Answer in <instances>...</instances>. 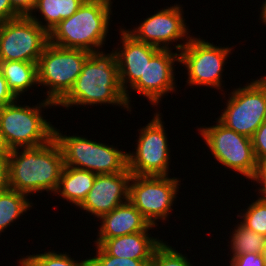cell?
Listing matches in <instances>:
<instances>
[{
  "mask_svg": "<svg viewBox=\"0 0 266 266\" xmlns=\"http://www.w3.org/2000/svg\"><path fill=\"white\" fill-rule=\"evenodd\" d=\"M162 242L154 251L151 266H192L187 256Z\"/></svg>",
  "mask_w": 266,
  "mask_h": 266,
  "instance_id": "26",
  "label": "cell"
},
{
  "mask_svg": "<svg viewBox=\"0 0 266 266\" xmlns=\"http://www.w3.org/2000/svg\"><path fill=\"white\" fill-rule=\"evenodd\" d=\"M260 10V20L263 21V23L266 25V0L262 3Z\"/></svg>",
  "mask_w": 266,
  "mask_h": 266,
  "instance_id": "36",
  "label": "cell"
},
{
  "mask_svg": "<svg viewBox=\"0 0 266 266\" xmlns=\"http://www.w3.org/2000/svg\"><path fill=\"white\" fill-rule=\"evenodd\" d=\"M96 175L88 170L64 166L54 194L61 195L63 199L78 207L90 192Z\"/></svg>",
  "mask_w": 266,
  "mask_h": 266,
  "instance_id": "19",
  "label": "cell"
},
{
  "mask_svg": "<svg viewBox=\"0 0 266 266\" xmlns=\"http://www.w3.org/2000/svg\"><path fill=\"white\" fill-rule=\"evenodd\" d=\"M229 266H265L263 254H244L231 257Z\"/></svg>",
  "mask_w": 266,
  "mask_h": 266,
  "instance_id": "29",
  "label": "cell"
},
{
  "mask_svg": "<svg viewBox=\"0 0 266 266\" xmlns=\"http://www.w3.org/2000/svg\"><path fill=\"white\" fill-rule=\"evenodd\" d=\"M13 103L4 106L0 127L9 149L37 147L54 139V126L42 116V108L57 106L49 100H43L34 107Z\"/></svg>",
  "mask_w": 266,
  "mask_h": 266,
  "instance_id": "4",
  "label": "cell"
},
{
  "mask_svg": "<svg viewBox=\"0 0 266 266\" xmlns=\"http://www.w3.org/2000/svg\"><path fill=\"white\" fill-rule=\"evenodd\" d=\"M218 120L227 128L252 138L266 121V84L256 79L231 92Z\"/></svg>",
  "mask_w": 266,
  "mask_h": 266,
  "instance_id": "9",
  "label": "cell"
},
{
  "mask_svg": "<svg viewBox=\"0 0 266 266\" xmlns=\"http://www.w3.org/2000/svg\"><path fill=\"white\" fill-rule=\"evenodd\" d=\"M9 188V153H0V192Z\"/></svg>",
  "mask_w": 266,
  "mask_h": 266,
  "instance_id": "30",
  "label": "cell"
},
{
  "mask_svg": "<svg viewBox=\"0 0 266 266\" xmlns=\"http://www.w3.org/2000/svg\"><path fill=\"white\" fill-rule=\"evenodd\" d=\"M182 6L176 4L162 9L156 14L144 19L140 25L133 29L127 30L137 41L144 42L160 49H171L169 44L186 39L188 42L193 36L188 32L183 16ZM189 35V36H188Z\"/></svg>",
  "mask_w": 266,
  "mask_h": 266,
  "instance_id": "13",
  "label": "cell"
},
{
  "mask_svg": "<svg viewBox=\"0 0 266 266\" xmlns=\"http://www.w3.org/2000/svg\"><path fill=\"white\" fill-rule=\"evenodd\" d=\"M63 167V153L55 139L37 147L12 149L9 152L10 189L26 195L44 190L55 193Z\"/></svg>",
  "mask_w": 266,
  "mask_h": 266,
  "instance_id": "2",
  "label": "cell"
},
{
  "mask_svg": "<svg viewBox=\"0 0 266 266\" xmlns=\"http://www.w3.org/2000/svg\"><path fill=\"white\" fill-rule=\"evenodd\" d=\"M120 29L122 47L115 48L117 50L114 51L118 64L120 85L125 92L127 104L131 108V100L127 88H131L141 76H144L146 63L150 61L160 48L137 41L127 32V29Z\"/></svg>",
  "mask_w": 266,
  "mask_h": 266,
  "instance_id": "16",
  "label": "cell"
},
{
  "mask_svg": "<svg viewBox=\"0 0 266 266\" xmlns=\"http://www.w3.org/2000/svg\"><path fill=\"white\" fill-rule=\"evenodd\" d=\"M90 52L81 49H67L50 42L44 48L37 62L38 86L49 87L46 100L56 105L72 89Z\"/></svg>",
  "mask_w": 266,
  "mask_h": 266,
  "instance_id": "6",
  "label": "cell"
},
{
  "mask_svg": "<svg viewBox=\"0 0 266 266\" xmlns=\"http://www.w3.org/2000/svg\"><path fill=\"white\" fill-rule=\"evenodd\" d=\"M251 139L257 162H266V121L259 126Z\"/></svg>",
  "mask_w": 266,
  "mask_h": 266,
  "instance_id": "28",
  "label": "cell"
},
{
  "mask_svg": "<svg viewBox=\"0 0 266 266\" xmlns=\"http://www.w3.org/2000/svg\"><path fill=\"white\" fill-rule=\"evenodd\" d=\"M180 51V64L188 70L187 85L209 86L222 89V73L226 58L231 54V47H222L205 42L201 38L192 37L188 42L174 47Z\"/></svg>",
  "mask_w": 266,
  "mask_h": 266,
  "instance_id": "8",
  "label": "cell"
},
{
  "mask_svg": "<svg viewBox=\"0 0 266 266\" xmlns=\"http://www.w3.org/2000/svg\"><path fill=\"white\" fill-rule=\"evenodd\" d=\"M151 261L111 256L100 245H96V256L89 258V266H150Z\"/></svg>",
  "mask_w": 266,
  "mask_h": 266,
  "instance_id": "27",
  "label": "cell"
},
{
  "mask_svg": "<svg viewBox=\"0 0 266 266\" xmlns=\"http://www.w3.org/2000/svg\"><path fill=\"white\" fill-rule=\"evenodd\" d=\"M198 130L212 155L221 165L253 181L259 163L254 154L251 138L227 128L218 119L216 125L200 127Z\"/></svg>",
  "mask_w": 266,
  "mask_h": 266,
  "instance_id": "7",
  "label": "cell"
},
{
  "mask_svg": "<svg viewBox=\"0 0 266 266\" xmlns=\"http://www.w3.org/2000/svg\"><path fill=\"white\" fill-rule=\"evenodd\" d=\"M4 106L5 105H3V104L0 103V118H1V113H2V110H3Z\"/></svg>",
  "mask_w": 266,
  "mask_h": 266,
  "instance_id": "37",
  "label": "cell"
},
{
  "mask_svg": "<svg viewBox=\"0 0 266 266\" xmlns=\"http://www.w3.org/2000/svg\"><path fill=\"white\" fill-rule=\"evenodd\" d=\"M159 113L143 128L135 152L127 153L128 170L136 176H168L170 148Z\"/></svg>",
  "mask_w": 266,
  "mask_h": 266,
  "instance_id": "10",
  "label": "cell"
},
{
  "mask_svg": "<svg viewBox=\"0 0 266 266\" xmlns=\"http://www.w3.org/2000/svg\"><path fill=\"white\" fill-rule=\"evenodd\" d=\"M14 10L20 16H30L36 6L37 0H10Z\"/></svg>",
  "mask_w": 266,
  "mask_h": 266,
  "instance_id": "31",
  "label": "cell"
},
{
  "mask_svg": "<svg viewBox=\"0 0 266 266\" xmlns=\"http://www.w3.org/2000/svg\"><path fill=\"white\" fill-rule=\"evenodd\" d=\"M69 256L66 253L57 254L55 251H48L42 254L27 255L19 261L24 266H89L88 258L78 262Z\"/></svg>",
  "mask_w": 266,
  "mask_h": 266,
  "instance_id": "24",
  "label": "cell"
},
{
  "mask_svg": "<svg viewBox=\"0 0 266 266\" xmlns=\"http://www.w3.org/2000/svg\"><path fill=\"white\" fill-rule=\"evenodd\" d=\"M111 5V0H85L73 15L50 31L49 42L67 49L99 51L109 33Z\"/></svg>",
  "mask_w": 266,
  "mask_h": 266,
  "instance_id": "3",
  "label": "cell"
},
{
  "mask_svg": "<svg viewBox=\"0 0 266 266\" xmlns=\"http://www.w3.org/2000/svg\"><path fill=\"white\" fill-rule=\"evenodd\" d=\"M21 17L12 7L10 0H0V23Z\"/></svg>",
  "mask_w": 266,
  "mask_h": 266,
  "instance_id": "32",
  "label": "cell"
},
{
  "mask_svg": "<svg viewBox=\"0 0 266 266\" xmlns=\"http://www.w3.org/2000/svg\"><path fill=\"white\" fill-rule=\"evenodd\" d=\"M11 150L9 149L6 141L4 140L3 133L0 127V153H9Z\"/></svg>",
  "mask_w": 266,
  "mask_h": 266,
  "instance_id": "35",
  "label": "cell"
},
{
  "mask_svg": "<svg viewBox=\"0 0 266 266\" xmlns=\"http://www.w3.org/2000/svg\"><path fill=\"white\" fill-rule=\"evenodd\" d=\"M0 71L7 81L8 88L17 99L34 84H38L37 63L0 61Z\"/></svg>",
  "mask_w": 266,
  "mask_h": 266,
  "instance_id": "20",
  "label": "cell"
},
{
  "mask_svg": "<svg viewBox=\"0 0 266 266\" xmlns=\"http://www.w3.org/2000/svg\"><path fill=\"white\" fill-rule=\"evenodd\" d=\"M180 63L179 53L171 49H160L146 63L144 76L130 88L146 96L152 105H158L167 93L175 91L174 63Z\"/></svg>",
  "mask_w": 266,
  "mask_h": 266,
  "instance_id": "15",
  "label": "cell"
},
{
  "mask_svg": "<svg viewBox=\"0 0 266 266\" xmlns=\"http://www.w3.org/2000/svg\"><path fill=\"white\" fill-rule=\"evenodd\" d=\"M243 212L240 213L241 216H237L242 218L240 223L247 229L266 237V201L259 197Z\"/></svg>",
  "mask_w": 266,
  "mask_h": 266,
  "instance_id": "25",
  "label": "cell"
},
{
  "mask_svg": "<svg viewBox=\"0 0 266 266\" xmlns=\"http://www.w3.org/2000/svg\"><path fill=\"white\" fill-rule=\"evenodd\" d=\"M102 103L123 105L124 109L131 112L120 85L113 49L107 54L100 50L90 52L72 89L57 105L68 108L72 105L93 106Z\"/></svg>",
  "mask_w": 266,
  "mask_h": 266,
  "instance_id": "1",
  "label": "cell"
},
{
  "mask_svg": "<svg viewBox=\"0 0 266 266\" xmlns=\"http://www.w3.org/2000/svg\"><path fill=\"white\" fill-rule=\"evenodd\" d=\"M130 182L129 201L150 225H158L157 219L167 220L181 181L168 176L132 175Z\"/></svg>",
  "mask_w": 266,
  "mask_h": 266,
  "instance_id": "11",
  "label": "cell"
},
{
  "mask_svg": "<svg viewBox=\"0 0 266 266\" xmlns=\"http://www.w3.org/2000/svg\"><path fill=\"white\" fill-rule=\"evenodd\" d=\"M253 180L256 181L258 185L261 184L260 189H258L261 192L260 198L266 201V162L259 164L257 174Z\"/></svg>",
  "mask_w": 266,
  "mask_h": 266,
  "instance_id": "34",
  "label": "cell"
},
{
  "mask_svg": "<svg viewBox=\"0 0 266 266\" xmlns=\"http://www.w3.org/2000/svg\"><path fill=\"white\" fill-rule=\"evenodd\" d=\"M131 177L128 168L119 173L97 174L90 192L78 207L97 218L111 212L129 200Z\"/></svg>",
  "mask_w": 266,
  "mask_h": 266,
  "instance_id": "14",
  "label": "cell"
},
{
  "mask_svg": "<svg viewBox=\"0 0 266 266\" xmlns=\"http://www.w3.org/2000/svg\"><path fill=\"white\" fill-rule=\"evenodd\" d=\"M54 139L62 150L64 166L95 174L119 173L128 168L127 152L113 145L108 146L76 135H63L57 128H54Z\"/></svg>",
  "mask_w": 266,
  "mask_h": 266,
  "instance_id": "5",
  "label": "cell"
},
{
  "mask_svg": "<svg viewBox=\"0 0 266 266\" xmlns=\"http://www.w3.org/2000/svg\"><path fill=\"white\" fill-rule=\"evenodd\" d=\"M49 33L29 16L0 23V61L37 63Z\"/></svg>",
  "mask_w": 266,
  "mask_h": 266,
  "instance_id": "12",
  "label": "cell"
},
{
  "mask_svg": "<svg viewBox=\"0 0 266 266\" xmlns=\"http://www.w3.org/2000/svg\"><path fill=\"white\" fill-rule=\"evenodd\" d=\"M231 239L232 257L244 254H263L266 237L247 229L241 223L236 225Z\"/></svg>",
  "mask_w": 266,
  "mask_h": 266,
  "instance_id": "23",
  "label": "cell"
},
{
  "mask_svg": "<svg viewBox=\"0 0 266 266\" xmlns=\"http://www.w3.org/2000/svg\"><path fill=\"white\" fill-rule=\"evenodd\" d=\"M26 194L16 190L7 189L0 192V233L4 232L8 226L33 205Z\"/></svg>",
  "mask_w": 266,
  "mask_h": 266,
  "instance_id": "22",
  "label": "cell"
},
{
  "mask_svg": "<svg viewBox=\"0 0 266 266\" xmlns=\"http://www.w3.org/2000/svg\"><path fill=\"white\" fill-rule=\"evenodd\" d=\"M148 232H136L105 239L100 246L111 256L126 259L152 260L155 249L163 242Z\"/></svg>",
  "mask_w": 266,
  "mask_h": 266,
  "instance_id": "18",
  "label": "cell"
},
{
  "mask_svg": "<svg viewBox=\"0 0 266 266\" xmlns=\"http://www.w3.org/2000/svg\"><path fill=\"white\" fill-rule=\"evenodd\" d=\"M16 99L15 95L8 88L7 81L0 71V103L7 105L13 103Z\"/></svg>",
  "mask_w": 266,
  "mask_h": 266,
  "instance_id": "33",
  "label": "cell"
},
{
  "mask_svg": "<svg viewBox=\"0 0 266 266\" xmlns=\"http://www.w3.org/2000/svg\"><path fill=\"white\" fill-rule=\"evenodd\" d=\"M102 222L96 245H100L105 239L119 237L136 232H148L155 227L143 217L136 207L128 200L117 206L111 212L100 217Z\"/></svg>",
  "mask_w": 266,
  "mask_h": 266,
  "instance_id": "17",
  "label": "cell"
},
{
  "mask_svg": "<svg viewBox=\"0 0 266 266\" xmlns=\"http://www.w3.org/2000/svg\"><path fill=\"white\" fill-rule=\"evenodd\" d=\"M85 0H37L34 10L40 12L46 22L45 25L37 16L29 17L48 33L63 19L73 15Z\"/></svg>",
  "mask_w": 266,
  "mask_h": 266,
  "instance_id": "21",
  "label": "cell"
}]
</instances>
